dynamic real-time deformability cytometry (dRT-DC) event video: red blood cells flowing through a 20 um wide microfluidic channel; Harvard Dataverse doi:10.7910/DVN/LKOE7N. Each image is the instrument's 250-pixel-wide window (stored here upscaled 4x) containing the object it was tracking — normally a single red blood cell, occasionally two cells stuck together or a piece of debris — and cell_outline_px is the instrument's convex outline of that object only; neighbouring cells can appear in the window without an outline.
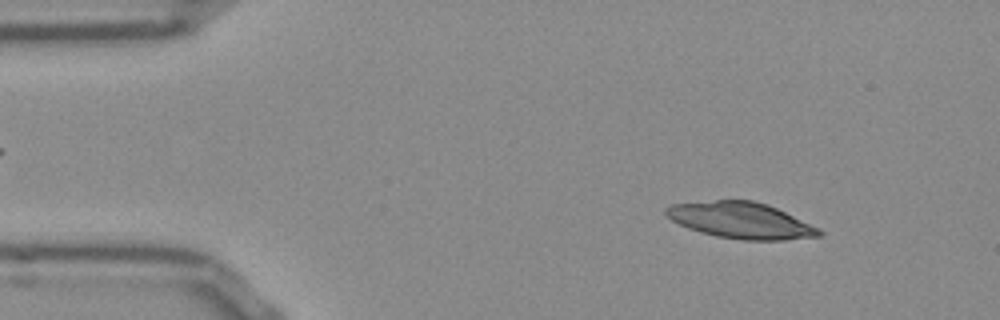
{"species": "Egyptian fruit bat (a non-hibernating species)", "species_latin": "Rousettus aegyptiacus", "temperature_condition": "room temperature", "stored_images_in_passage": 51, "camera_frame_rate_fps": 3000, "um_per_image_px": 0.085, "frame": {"image": 1, "passage_image": 6, "time_ms": 1.667, "image_size_px": [1000, 320], "cell_outline_px": [[824, 236], [784, 240], [744, 240], [716, 236], [700, 232], [688, 228], [672, 220], [664, 212], [664, 208], [672, 204], [716, 200], [752, 200], [768, 204], [820, 228], [824, 232]], "centroid_in_image_um": [63.02, 18.74], "position_along_channel_um": 22.0, "area_um2": 32.37}}
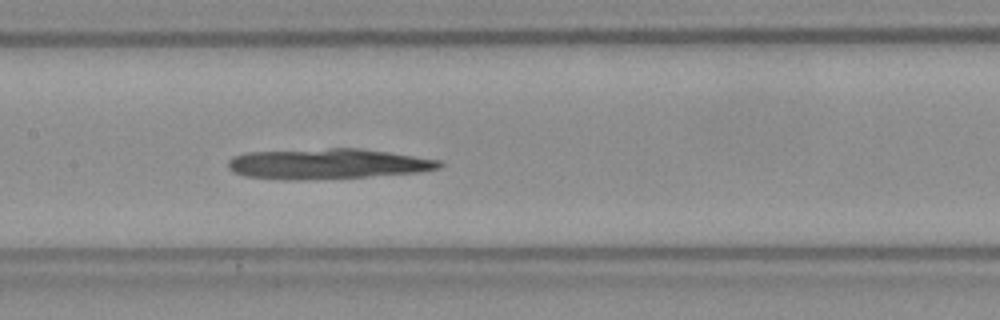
{"frame": {"image": 2, "passage_image": 24, "time_ms": 7.667, "image_size_px": [1000, 320], "cell_outline_px": [[444, 164], [440, 168], [416, 172], [368, 176], [300, 180], [292, 180], [244, 176], [232, 172], [228, 168], [228, 160], [232, 156], [244, 152], [332, 148], [360, 148], [388, 152], [440, 160]], "centroid_in_image_um": [27.77, 13.92], "position_along_channel_um": 179.6, "area_um2": 37.34}}
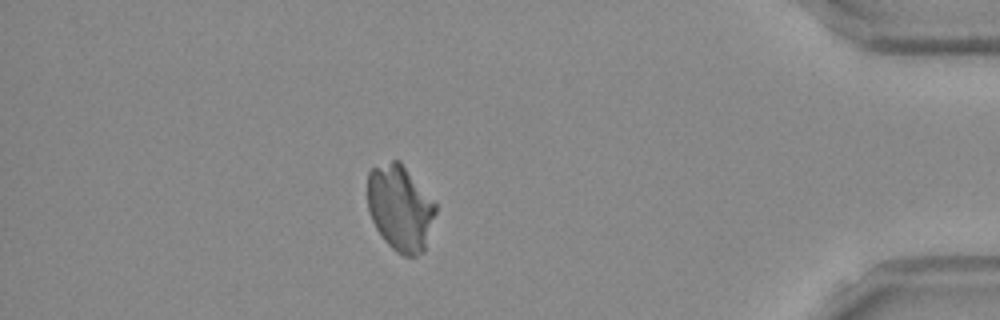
{"frame": {"image": 3, "passage_image": 45, "time_ms": 14.667, "image_size_px": [1000, 320], "cell_outline_px": [[436, 212], [424, 252], [416, 256], [404, 256], [396, 252], [384, 240], [376, 228], [368, 212], [368, 172], [372, 168], [392, 160], [400, 160], [436, 204]], "centroid_in_image_um": [34.01, 17.69], "position_along_channel_um": 401.2, "area_um2": 34.04}}